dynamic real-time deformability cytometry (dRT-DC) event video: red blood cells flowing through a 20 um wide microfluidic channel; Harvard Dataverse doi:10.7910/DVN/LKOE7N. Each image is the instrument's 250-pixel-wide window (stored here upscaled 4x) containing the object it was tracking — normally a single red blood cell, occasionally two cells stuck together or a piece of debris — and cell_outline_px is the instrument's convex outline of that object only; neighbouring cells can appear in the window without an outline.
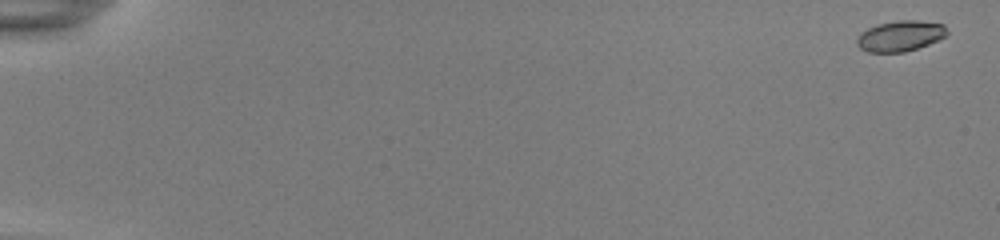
{"species": "common noctule bat (a hibernating species)", "species_latin": "Nyctalus noctula", "temperature_condition": "room temperature", "stored_images_in_passage": 54, "camera_frame_rate_fps": 3000, "um_per_image_px": 0.085, "animal": {"sex": "female", "body_mass_g": 22.0, "forearm_length_mm": 56.7}, "frame": {"image": 1, "passage_image": 1, "time_ms": 0.0, "image_size_px": [1000, 240], "cell_outline_px": [[948, 32], [944, 36], [928, 44], [904, 52], [868, 52], [860, 48], [856, 44], [856, 40], [860, 32], [868, 28], [880, 24], [900, 20], [916, 20], [944, 24]], "centroid_in_image_um": [76.49, 3.06], "position_along_channel_um": 8.5, "area_um2": 15.9}}
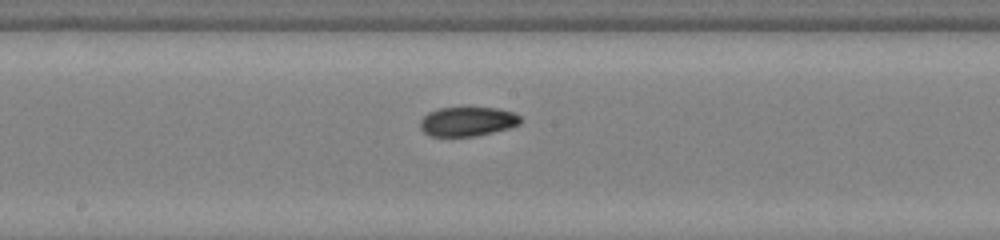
{"frame": {"image": 2, "passage_image": 31, "time_ms": 10.0, "image_size_px": [1000, 240], "cell_outline_px": [[520, 124], [508, 128], [476, 136], [428, 136], [420, 128], [420, 120], [428, 112], [440, 108], [496, 108], [512, 112], [520, 116]], "centroid_in_image_um": [39.7, 10.33], "position_along_channel_um": 208.5, "area_um2": 16.99}}
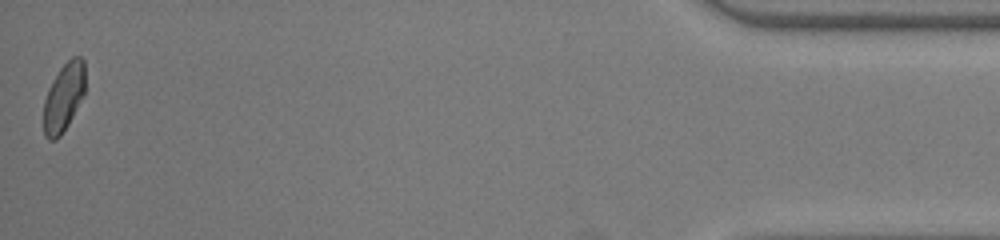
{"frame": {"image": 3, "passage_image": 54, "time_ms": 17.667, "image_size_px": [1000, 240], "cell_outline_px": [[84, 96], [68, 124], [60, 136], [56, 140], [48, 140], [44, 136], [44, 100], [48, 88], [52, 80], [60, 68], [72, 56], [80, 56], [84, 60]], "centroid_in_image_um": [5.41, 8.27], "position_along_channel_um": 429.8, "area_um2": 16.59}, "authors_computed_cell_mechanics": {"area_um2": 17.1666, "velocity_mm_per_s": 3.8694, "shape_relaxation_time_tau1_ms": null, "shape_relaxation_time_tau2_ms": 2.7733, "deformation_change_tau1": null, "deformation_change_tau2": 0.0581}}